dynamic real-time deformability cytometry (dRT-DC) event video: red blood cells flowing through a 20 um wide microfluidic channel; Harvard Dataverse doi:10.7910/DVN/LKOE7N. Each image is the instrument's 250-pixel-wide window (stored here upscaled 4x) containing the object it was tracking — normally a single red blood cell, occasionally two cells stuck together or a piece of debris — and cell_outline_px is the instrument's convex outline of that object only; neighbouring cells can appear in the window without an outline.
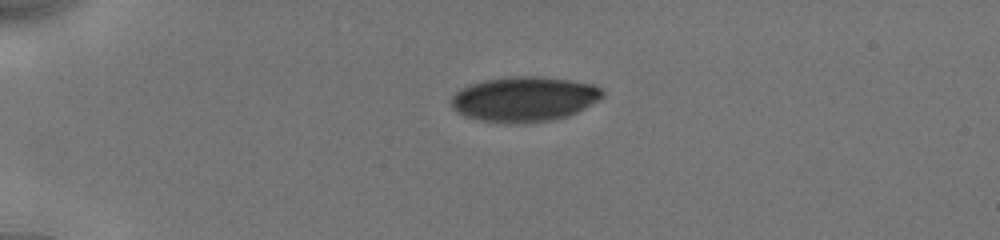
{"species": "human", "species_latin": "Homo sapiens", "temperature_condition": "cold", "stored_images_in_passage": 3, "camera_frame_rate_fps": 3000, "um_per_image_px": 0.085, "donor": {"sex": "male"}, "frame": {"image": 1, "passage_image": 1, "time_ms": 0.0, "image_size_px": [1000, 240], "cell_outline_px": [[604, 96], [584, 108], [568, 116], [552, 120], [524, 124], [504, 124], [480, 120], [464, 116], [452, 108], [452, 96], [460, 88], [484, 80], [512, 76], [536, 76], [568, 80], [592, 84], [600, 88], [604, 92]], "centroid_in_image_um": [44.54, 8.44], "position_along_channel_um": 40.5, "area_um2": 39.77}}